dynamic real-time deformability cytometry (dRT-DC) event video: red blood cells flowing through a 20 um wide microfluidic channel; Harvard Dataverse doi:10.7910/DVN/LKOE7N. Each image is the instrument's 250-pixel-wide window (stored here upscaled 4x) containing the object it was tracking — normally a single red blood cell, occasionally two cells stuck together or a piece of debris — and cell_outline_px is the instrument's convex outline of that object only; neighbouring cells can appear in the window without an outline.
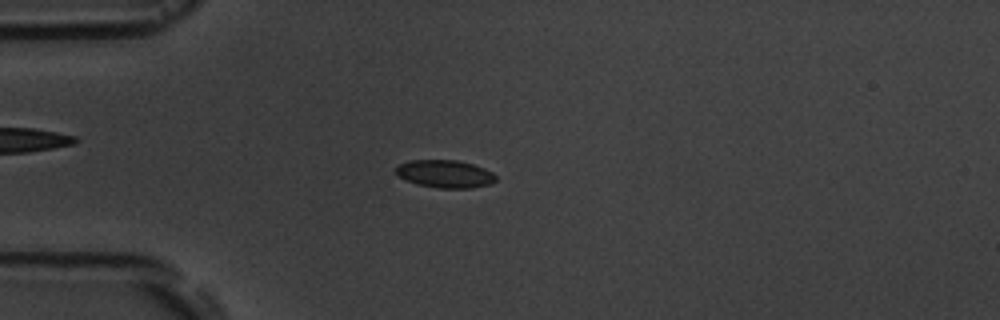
{"species": "common noctule bat (a hibernating species)", "species_latin": "Nyctalus noctula", "temperature_condition": "room temperature", "stored_images_in_passage": 5, "camera_frame_rate_fps": 3000, "um_per_image_px": 0.085, "animal": {"sex": "male", "body_mass_g": 19.5, "forearm_length_mm": 54.6}, "frame": {"image": 1, "passage_image": 3, "time_ms": 2.333, "image_size_px": [1000, 320], "cell_outline_px": [[496, 180], [492, 184], [472, 188], [440, 188], [416, 184], [404, 180], [396, 172], [396, 168], [400, 164], [412, 160], [456, 160], [472, 164], [484, 168], [492, 172], [496, 176]], "centroid_in_image_um": [37.85, 14.79], "position_along_channel_um": 47.1, "area_um2": 16.13}}
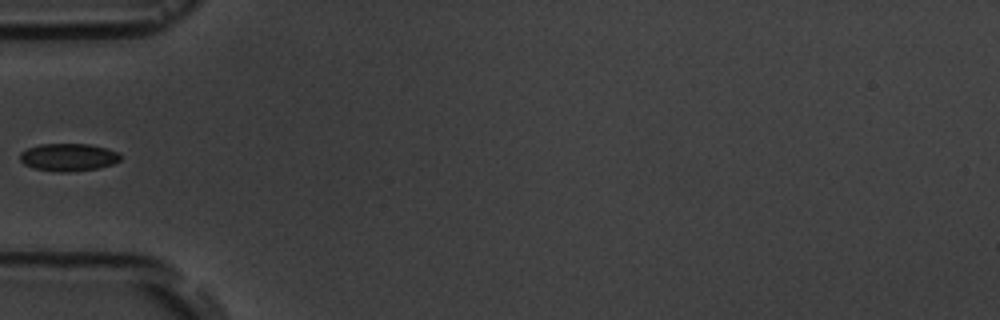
{"frame": {"image": 2, "passage_image": 4, "time_ms": 3.667, "image_size_px": [1000, 320], "cell_outline_px": [[120, 160], [112, 164], [96, 168], [68, 172], [60, 172], [32, 168], [24, 164], [20, 160], [20, 152], [28, 148], [40, 144], [88, 144], [108, 148], [116, 152], [120, 156]], "centroid_in_image_um": [5.78, 13.36], "position_along_channel_um": 79.2, "area_um2": 16.07}}
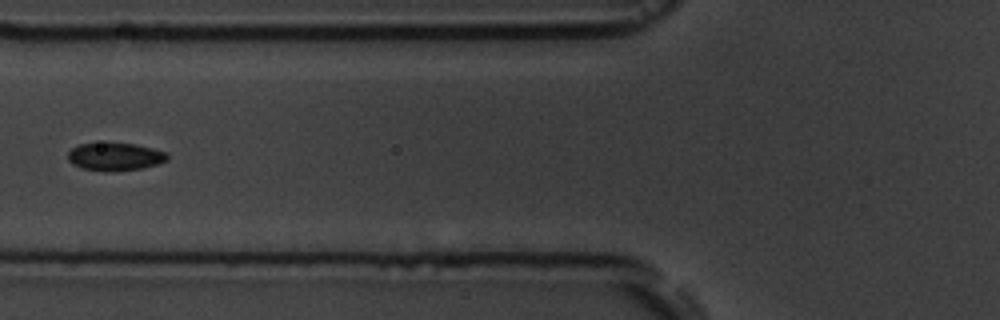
{"frame": {"image": 3, "passage_image": 5, "time_ms": 4.667, "image_size_px": [1000, 320], "cell_outline_px": [[168, 160], [156, 164], [140, 168], [116, 172], [80, 168], [72, 164], [68, 160], [68, 152], [72, 148], [80, 144], [132, 144], [152, 148], [164, 152], [168, 156]], "centroid_in_image_um": [9.75, 13.34], "position_along_channel_um": 116.1, "area_um2": 15.78}}